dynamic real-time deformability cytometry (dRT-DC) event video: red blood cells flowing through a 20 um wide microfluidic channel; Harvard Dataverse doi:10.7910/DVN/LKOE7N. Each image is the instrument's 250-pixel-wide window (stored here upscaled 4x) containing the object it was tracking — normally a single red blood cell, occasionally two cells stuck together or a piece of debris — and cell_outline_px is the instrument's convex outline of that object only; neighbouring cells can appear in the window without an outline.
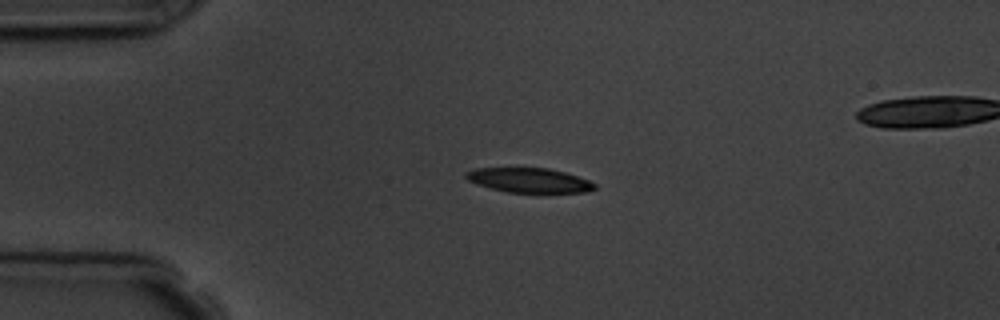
{"species": "common noctule bat (a hibernating species)", "species_latin": "Nyctalus noctula", "temperature_condition": "room temperature", "stored_images_in_passage": 5, "segment_of_instrument_passage": [1, 2], "camera_frame_rate_fps": 3000, "um_per_image_px": 0.085, "animal": {"sex": "male", "body_mass_g": 19.5, "forearm_length_mm": 54.6}, "frame": {"image": 1, "passage_image": 3, "time_ms": 3.333, "image_size_px": [1000, 320], "cell_outline_px": [[596, 188], [588, 192], [508, 192], [476, 184], [468, 180], [464, 176], [464, 172], [476, 168], [548, 168], [564, 172], [588, 180], [596, 184]], "centroid_in_image_um": [44.95, 15.31], "position_along_channel_um": 40.0, "area_um2": 18.26}}